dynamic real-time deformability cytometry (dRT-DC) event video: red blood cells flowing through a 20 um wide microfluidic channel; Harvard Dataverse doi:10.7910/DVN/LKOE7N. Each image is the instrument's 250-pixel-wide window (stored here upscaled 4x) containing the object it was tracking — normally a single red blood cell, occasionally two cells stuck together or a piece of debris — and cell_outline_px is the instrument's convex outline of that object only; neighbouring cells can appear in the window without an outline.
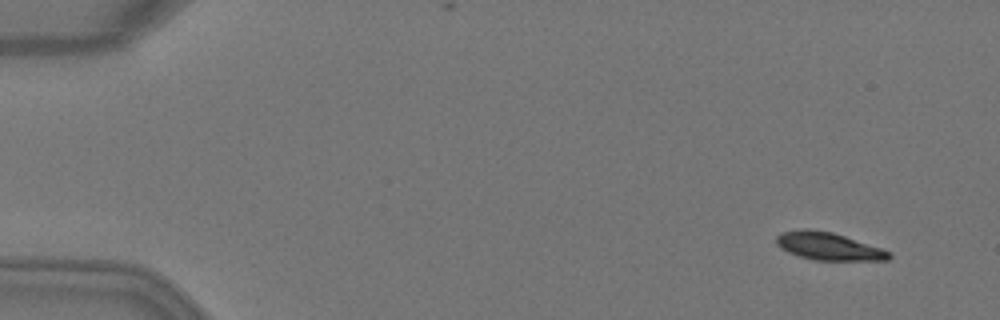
{"species": "Egyptian fruit bat (a non-hibernating species)", "species_latin": "Rousettus aegyptiacus", "temperature_condition": "warm", "stored_images_in_passage": 3, "camera_frame_rate_fps": 3000, "um_per_image_px": 0.085, "animal": {"sex": "female"}, "frame": {"image": 1, "passage_image": 1, "time_ms": 0.0, "image_size_px": [1000, 320], "cell_outline_px": [[892, 256], [888, 260], [812, 260], [788, 252], [780, 248], [776, 244], [776, 236], [784, 232], [804, 228], [832, 232], [892, 252]], "centroid_in_image_um": [70.41, 20.94], "position_along_channel_um": 14.6, "area_um2": 17.98}}